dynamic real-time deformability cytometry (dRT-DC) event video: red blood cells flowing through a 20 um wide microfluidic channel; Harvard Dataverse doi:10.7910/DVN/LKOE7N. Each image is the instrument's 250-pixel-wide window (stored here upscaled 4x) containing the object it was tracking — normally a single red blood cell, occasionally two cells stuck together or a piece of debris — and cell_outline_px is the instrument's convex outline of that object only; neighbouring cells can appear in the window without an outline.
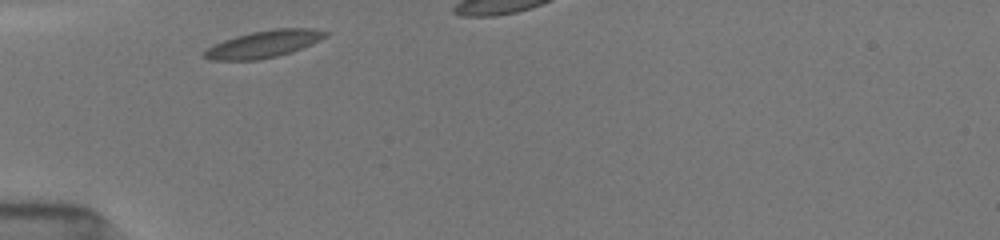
{"species": "common noctule bat (a hibernating species)", "species_latin": "Nyctalus noctula", "temperature_condition": "room temperature", "stored_images_in_passage": 21, "segment_of_instrument_passage": [1, 2], "camera_frame_rate_fps": 3000, "um_per_image_px": 0.085, "animal": {"sex": "female", "body_mass_g": 19.5, "forearm_length_mm": 54.1}, "frame": {"image": 1, "passage_image": 1, "time_ms": 0.0, "image_size_px": [1000, 240], "cell_outline_px": [[328, 36], [320, 40], [292, 52], [260, 60], [212, 60], [200, 56], [200, 52], [224, 40], [236, 36], [252, 32], [276, 28], [312, 28], [328, 32]], "centroid_in_image_um": [22.4, 3.75], "position_along_channel_um": 62.6, "area_um2": 19.13}}
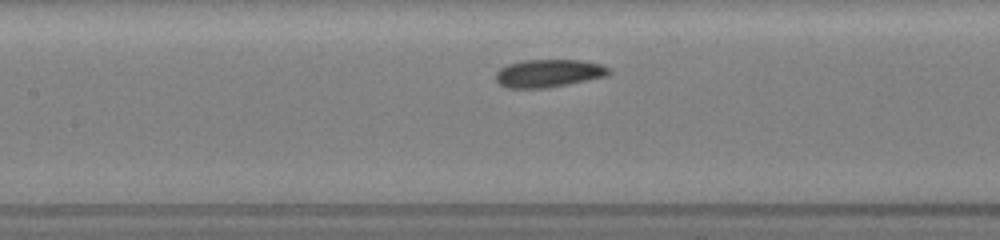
{"frame": {"image": 2, "passage_image": 9, "time_ms": 2.667, "image_size_px": [1000, 240], "cell_outline_px": [[612, 72], [608, 76], [548, 88], [508, 88], [500, 84], [496, 80], [496, 72], [500, 68], [508, 64], [524, 60], [584, 60], [600, 64], [608, 68]], "centroid_in_image_um": [46.65, 6.23], "position_along_channel_um": 160.8, "area_um2": 18.44}}
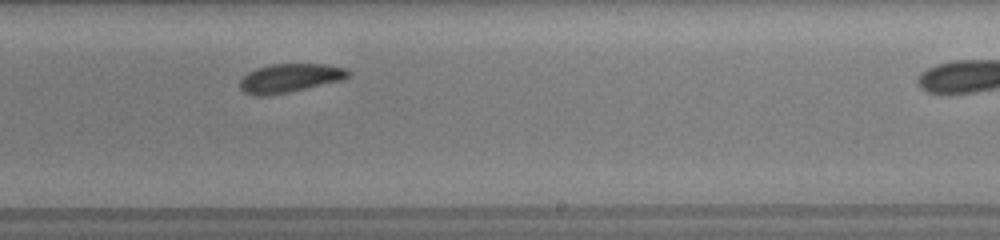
{"frame": {"image": 3, "passage_image": 18, "time_ms": 5.333, "image_size_px": [1000, 240], "cell_outline_px": [[352, 72], [348, 76], [340, 80], [288, 92], [268, 96], [252, 96], [244, 92], [240, 88], [240, 80], [248, 72], [256, 68], [272, 64], [324, 64], [348, 68]], "centroid_in_image_um": [24.61, 6.63], "position_along_channel_um": 264.4, "area_um2": 18.09}}